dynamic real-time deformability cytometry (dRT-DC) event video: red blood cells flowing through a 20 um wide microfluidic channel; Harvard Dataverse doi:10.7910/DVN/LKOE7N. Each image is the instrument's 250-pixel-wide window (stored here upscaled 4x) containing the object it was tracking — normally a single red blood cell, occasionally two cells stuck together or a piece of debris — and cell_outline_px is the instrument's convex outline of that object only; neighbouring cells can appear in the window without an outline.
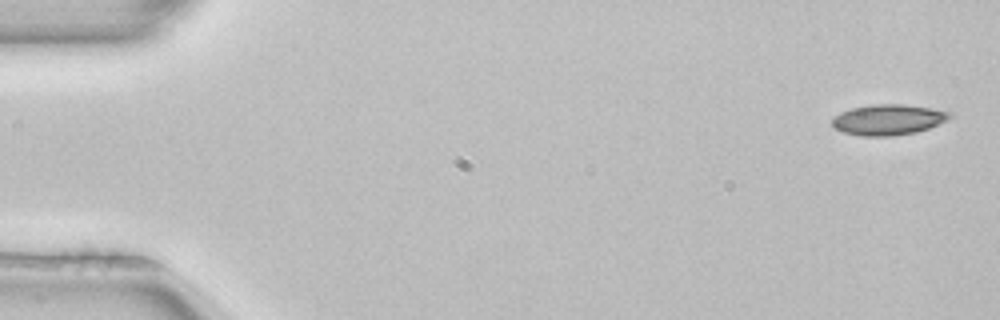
{"species": "common noctule bat (a hibernating species)", "species_latin": "Nyctalus noctula", "temperature_condition": "room temperature", "stored_images_in_passage": 4, "segment_of_instrument_passage": [1, 2], "camera_frame_rate_fps": 3000, "um_per_image_px": 0.085, "animal": {"sex": "female", "body_mass_g": 22.7, "forearm_length_mm": 54.2}, "frame": {"image": 1, "passage_image": 1, "time_ms": 0.0, "image_size_px": [1000, 320], "cell_outline_px": [[952, 116], [948, 120], [928, 128], [916, 132], [888, 136], [860, 136], [844, 132], [836, 128], [832, 124], [832, 120], [840, 112], [852, 108], [876, 104], [904, 104], [932, 108], [952, 112]], "centroid_in_image_um": [75.53, 10.17], "position_along_channel_um": 9.5, "area_um2": 20.87}}